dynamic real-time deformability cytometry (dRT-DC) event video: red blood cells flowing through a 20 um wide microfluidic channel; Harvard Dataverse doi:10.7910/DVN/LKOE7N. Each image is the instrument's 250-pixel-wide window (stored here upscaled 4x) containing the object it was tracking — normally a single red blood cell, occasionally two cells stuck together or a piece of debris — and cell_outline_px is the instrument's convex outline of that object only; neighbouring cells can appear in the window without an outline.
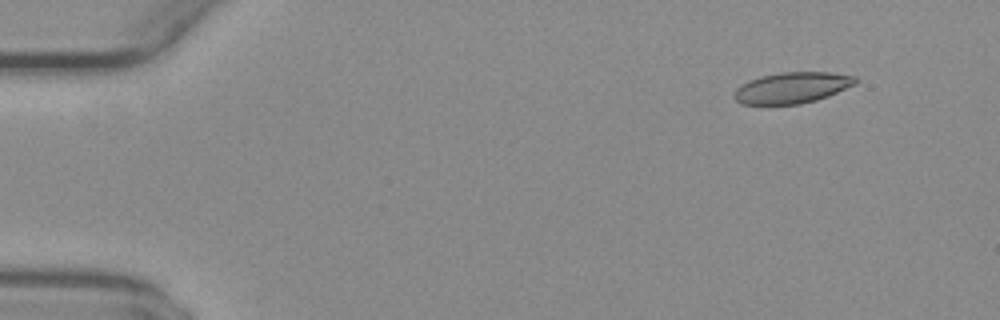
{"species": "common noctule bat (a hibernating species)", "species_latin": "Nyctalus noctula", "temperature_condition": "warm", "stored_images_in_passage": 17, "camera_frame_rate_fps": 3000, "um_per_image_px": 0.085, "animal": {"sex": "female", "body_mass_g": 29.2, "forearm_length_mm": 56.3}, "frame": {"image": 1, "passage_image": 1, "time_ms": 0.0, "image_size_px": [1000, 320], "cell_outline_px": [[856, 84], [828, 96], [816, 100], [800, 104], [740, 104], [732, 96], [736, 88], [740, 84], [748, 80], [760, 76], [780, 72], [832, 72], [856, 76]], "centroid_in_image_um": [67.3, 7.45], "position_along_channel_um": 17.7, "area_um2": 22.14}}
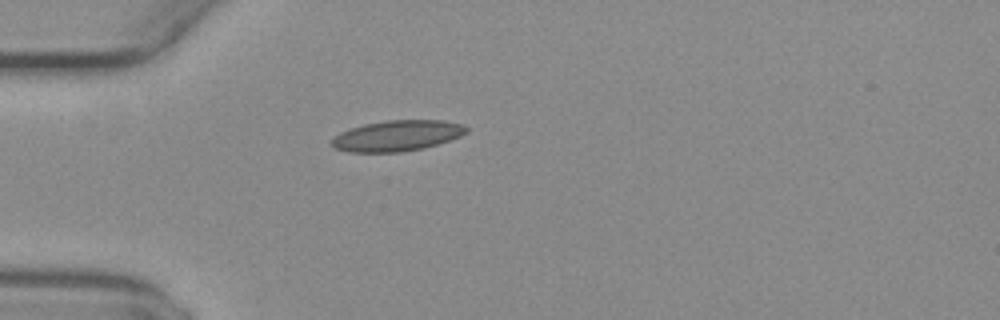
{"frame": {"image": 2, "passage_image": 11, "time_ms": 3.333, "image_size_px": [1000, 320], "cell_outline_px": [[468, 132], [460, 136], [424, 148], [400, 152], [348, 152], [332, 148], [332, 140], [340, 132], [364, 124], [388, 120], [444, 120], [460, 124], [468, 128]], "centroid_in_image_um": [33.74, 11.54], "position_along_channel_um": 51.3, "area_um2": 23.99}}